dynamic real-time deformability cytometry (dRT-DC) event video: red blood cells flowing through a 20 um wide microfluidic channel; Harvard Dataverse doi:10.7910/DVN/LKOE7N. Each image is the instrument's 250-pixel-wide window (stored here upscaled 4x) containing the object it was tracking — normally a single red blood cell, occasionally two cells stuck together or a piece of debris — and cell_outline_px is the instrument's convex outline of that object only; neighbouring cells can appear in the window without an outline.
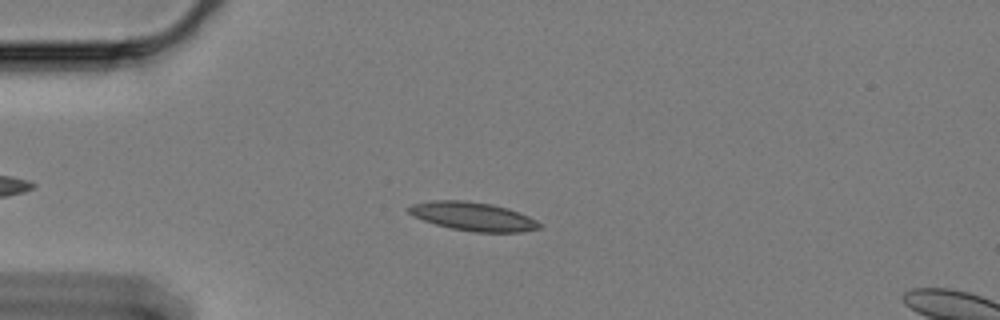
{"species": "Egyptian fruit bat (a non-hibernating species)", "species_latin": "Rousettus aegyptiacus", "temperature_condition": "cold", "stored_images_in_passage": 49, "camera_frame_rate_fps": 3000, "um_per_image_px": 0.085, "animal": {"sex": "female"}, "frame": {"image": 1, "passage_image": 11, "time_ms": 3.333, "image_size_px": [1000, 320], "cell_outline_px": [[540, 228], [524, 232], [472, 232], [452, 228], [436, 224], [412, 216], [408, 212], [408, 208], [412, 204], [432, 200], [464, 200], [492, 204], [508, 208], [528, 216], [536, 220], [540, 224]], "centroid_in_image_um": [40.2, 18.39], "position_along_channel_um": 44.8, "area_um2": 21.73}}
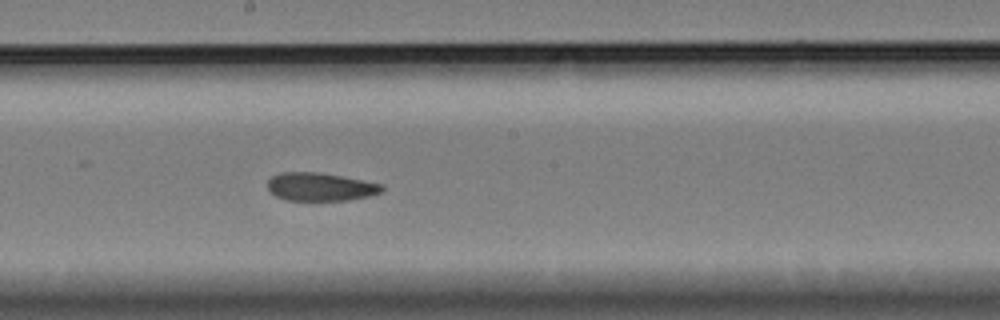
{"frame": {"image": 2, "passage_image": 29, "time_ms": 9.333, "image_size_px": [1000, 320], "cell_outline_px": [[384, 188], [380, 192], [368, 196], [348, 200], [284, 200], [276, 196], [268, 188], [268, 180], [272, 176], [280, 172], [316, 172], [340, 176], [384, 184]], "centroid_in_image_um": [27.22, 15.88], "position_along_channel_um": 221.0, "area_um2": 18.61}}
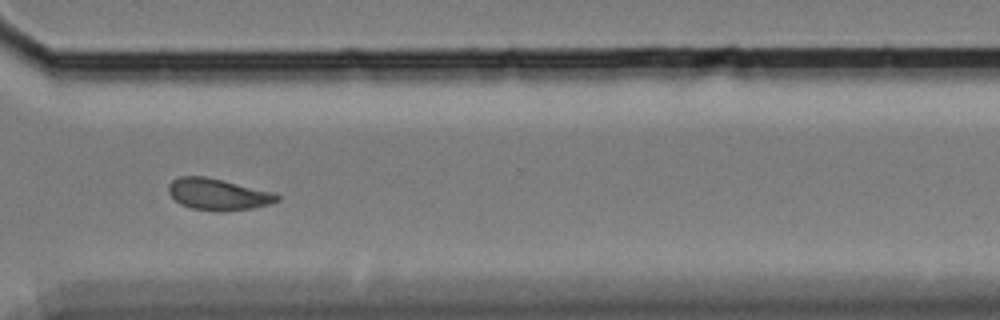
{"frame": {"image": 3, "passage_image": 41, "time_ms": 13.333, "image_size_px": [1000, 320], "cell_outline_px": [[280, 200], [272, 204], [252, 208], [220, 212], [216, 212], [192, 208], [180, 204], [168, 192], [168, 184], [172, 180], [180, 176], [204, 176], [276, 192], [280, 196]], "centroid_in_image_um": [18.57, 16.52], "position_along_channel_um": 352.0, "area_um2": 20.17}, "authors_computed_cell_mechanics": {"area_um2": 20.1722, "velocity_mm_per_s": 3.2822, "shape_relaxation_time_tau1_ms": null, "shape_relaxation_time_tau2_ms": 3.3738, "deformation_change_tau1": null, "deformation_change_tau2": 0.0897}}